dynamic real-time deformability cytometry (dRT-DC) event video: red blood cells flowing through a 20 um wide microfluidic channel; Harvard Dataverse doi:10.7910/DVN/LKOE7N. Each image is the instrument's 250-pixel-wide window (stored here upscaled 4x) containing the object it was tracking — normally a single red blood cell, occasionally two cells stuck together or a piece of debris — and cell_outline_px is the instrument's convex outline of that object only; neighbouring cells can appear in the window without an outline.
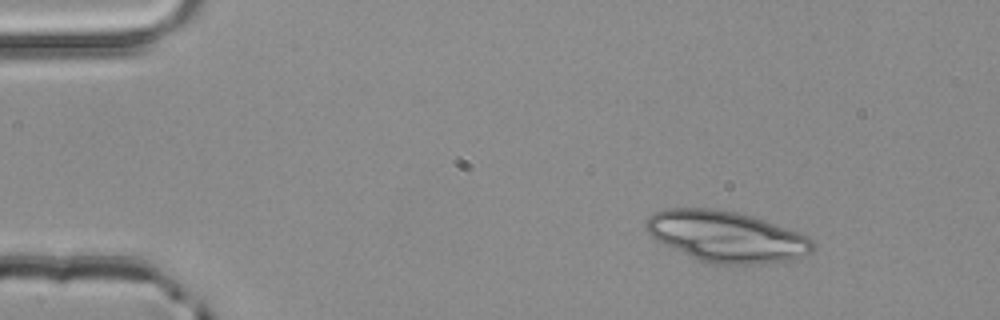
{"species": "common noctule bat (a hibernating species)", "species_latin": "Nyctalus noctula", "temperature_condition": "room temperature", "stored_images_in_passage": 2, "camera_frame_rate_fps": 3000, "um_per_image_px": 0.085, "animal": {"sex": "male", "body_mass_g": 20.4}, "frame": {"image": 1, "passage_image": 1, "time_ms": 0.0, "image_size_px": [1000, 320], "cell_outline_px": [[816, 244], [812, 252], [788, 260], [756, 264], [716, 264], [700, 260], [664, 244], [656, 240], [644, 228], [644, 220], [648, 216], [664, 208], [716, 208], [736, 212], [752, 216], [764, 220], [808, 236]], "centroid_in_image_um": [61.71, 20.09], "position_along_channel_um": 23.3, "area_um2": 49.25}}